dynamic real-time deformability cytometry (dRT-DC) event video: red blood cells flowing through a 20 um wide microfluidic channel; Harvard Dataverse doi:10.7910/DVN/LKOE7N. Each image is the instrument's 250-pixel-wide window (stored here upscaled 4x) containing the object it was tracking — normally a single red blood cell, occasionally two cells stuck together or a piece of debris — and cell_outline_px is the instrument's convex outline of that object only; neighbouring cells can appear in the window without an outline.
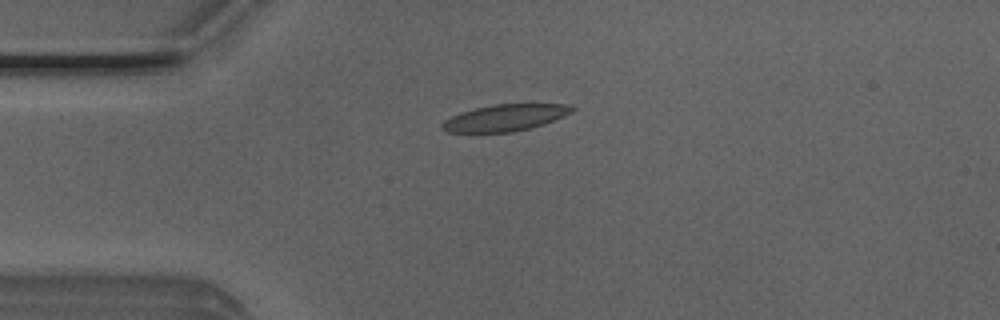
{"species": "Egyptian fruit bat (a non-hibernating species)", "species_latin": "Rousettus aegyptiacus", "temperature_condition": "room temperature", "stored_images_in_passage": 51, "camera_frame_rate_fps": 3000, "um_per_image_px": 0.085, "animal": {"sex": "male"}, "frame": {"image": 1, "passage_image": 12, "time_ms": 3.667, "image_size_px": [1000, 320], "cell_outline_px": [[576, 108], [572, 112], [564, 116], [544, 124], [512, 132], [448, 132], [440, 128], [440, 124], [444, 120], [460, 112], [492, 104], [564, 104]], "centroid_in_image_um": [42.9, 10.0], "position_along_channel_um": 42.1, "area_um2": 20.06}}
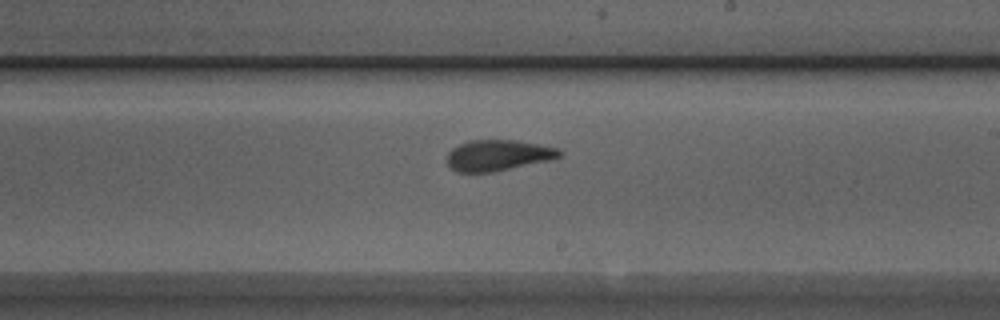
{"frame": {"image": 2, "passage_image": 29, "time_ms": 9.333, "image_size_px": [1000, 320], "cell_outline_px": [[564, 152], [560, 156], [552, 160], [492, 172], [456, 172], [448, 164], [448, 152], [452, 148], [468, 140], [516, 140], [560, 148]], "centroid_in_image_um": [42.37, 13.19], "position_along_channel_um": 246.6, "area_um2": 20.35}}
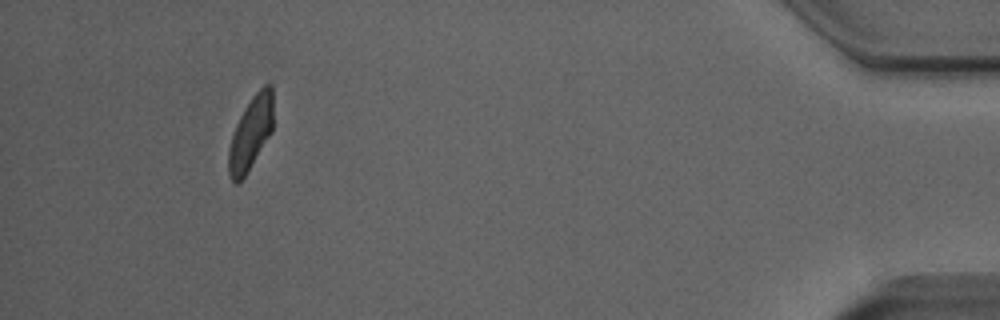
{"frame": {"image": 3, "passage_image": 47, "time_ms": 15.333, "image_size_px": [1000, 320], "cell_outline_px": [[272, 132], [244, 176], [236, 184], [232, 180], [228, 172], [228, 148], [236, 124], [244, 108], [252, 96], [264, 84], [272, 84]], "centroid_in_image_um": [21.3, 11.29], "position_along_channel_um": 413.9, "area_um2": 18.79}, "authors_computed_cell_mechanics": {"area_um2": 20.5768, "velocity_mm_per_s": 3.9809, "shape_relaxation_time_tau1_ms": 4.6775, "shape_relaxation_time_tau2_ms": 1.6607, "deformation_change_tau1": 0.1805, "deformation_change_tau2": 0.0906}}